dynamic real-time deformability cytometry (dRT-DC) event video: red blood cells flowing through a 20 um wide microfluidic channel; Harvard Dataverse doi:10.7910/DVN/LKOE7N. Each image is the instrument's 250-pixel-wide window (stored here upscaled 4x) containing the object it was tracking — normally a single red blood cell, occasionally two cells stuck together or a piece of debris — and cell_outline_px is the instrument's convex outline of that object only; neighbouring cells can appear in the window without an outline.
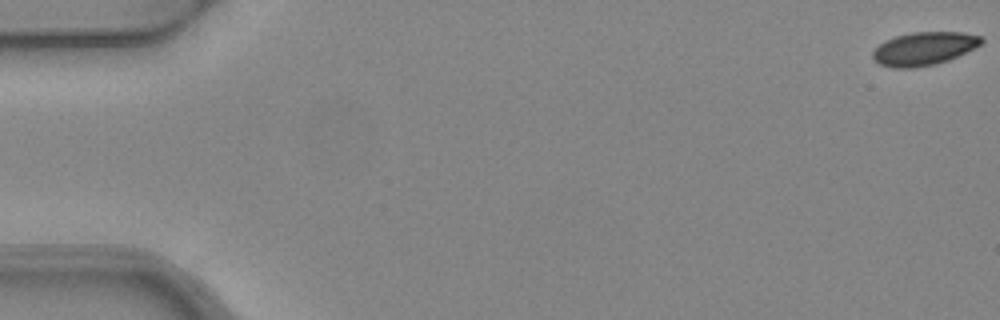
{"species": "common noctule bat (a hibernating species)", "species_latin": "Nyctalus noctula", "temperature_condition": "warm", "stored_images_in_passage": 5, "camera_frame_rate_fps": 3000, "um_per_image_px": 0.085, "animal": {"sex": "female", "body_mass_g": 24.6, "forearm_length_mm": 56.2}, "frame": {"image": 1, "passage_image": 1, "time_ms": 0.0, "image_size_px": [1000, 320], "cell_outline_px": [[984, 40], [980, 44], [948, 60], [936, 64], [912, 68], [892, 68], [880, 64], [872, 56], [872, 52], [884, 40], [896, 36], [912, 32], [964, 32], [980, 36]], "centroid_in_image_um": [78.51, 4.13], "position_along_channel_um": 6.5, "area_um2": 20.81}}
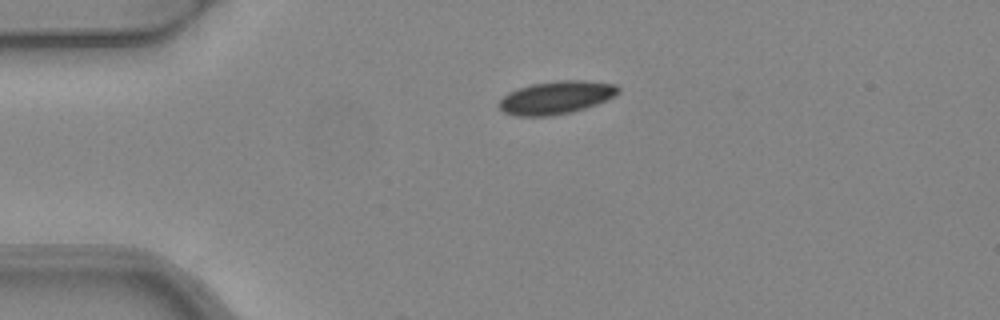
{"frame": {"image": 2, "passage_image": 4, "time_ms": 1.0, "image_size_px": [1000, 320], "cell_outline_px": [[620, 92], [596, 104], [572, 112], [548, 116], [516, 116], [504, 112], [496, 104], [508, 92], [532, 84], [560, 80], [584, 80], [616, 84], [620, 88]], "centroid_in_image_um": [47.25, 8.29], "position_along_channel_um": 37.7, "area_um2": 22.77}}